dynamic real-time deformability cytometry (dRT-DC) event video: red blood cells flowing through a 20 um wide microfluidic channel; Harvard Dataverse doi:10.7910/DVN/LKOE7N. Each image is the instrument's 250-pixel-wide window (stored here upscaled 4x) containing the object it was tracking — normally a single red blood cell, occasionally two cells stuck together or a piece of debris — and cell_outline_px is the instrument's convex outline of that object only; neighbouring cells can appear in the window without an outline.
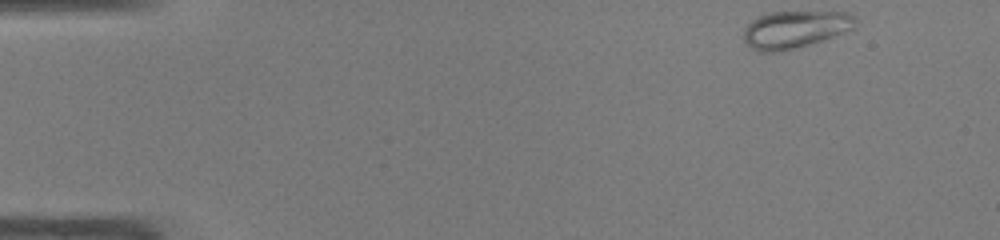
{"species": "common noctule bat (a hibernating species)", "species_latin": "Nyctalus noctula", "temperature_condition": "warm", "stored_images_in_passage": 44, "camera_frame_rate_fps": 3000, "um_per_image_px": 0.085, "animal": {"sex": "male", "body_mass_g": 19.0, "forearm_length_mm": 50.8}, "frame": {"image": 1, "passage_image": 1, "time_ms": 0.0, "image_size_px": [1000, 240], "cell_outline_px": [[856, 28], [824, 40], [796, 48], [776, 52], [756, 52], [744, 44], [744, 28], [752, 20], [768, 12], [852, 12], [856, 16]], "centroid_in_image_um": [67.59, 2.51], "position_along_channel_um": 17.4, "area_um2": 24.74}}
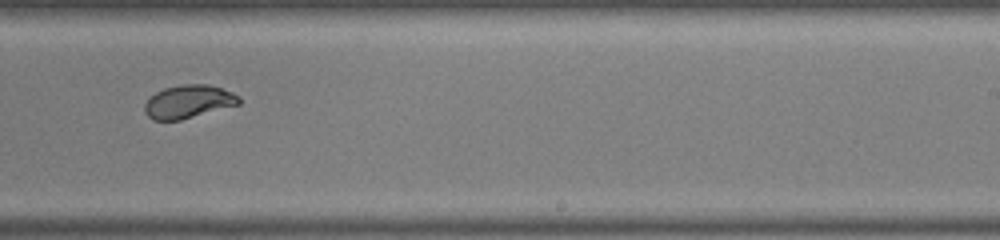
{"frame": {"image": 2, "passage_image": 27, "time_ms": 8.667, "image_size_px": [1000, 240], "cell_outline_px": [[240, 104], [180, 120], [152, 120], [144, 112], [144, 104], [156, 92], [164, 88], [184, 84], [208, 84], [232, 92], [240, 96]], "centroid_in_image_um": [16.02, 8.64], "position_along_channel_um": 273.0, "area_um2": 18.15}}
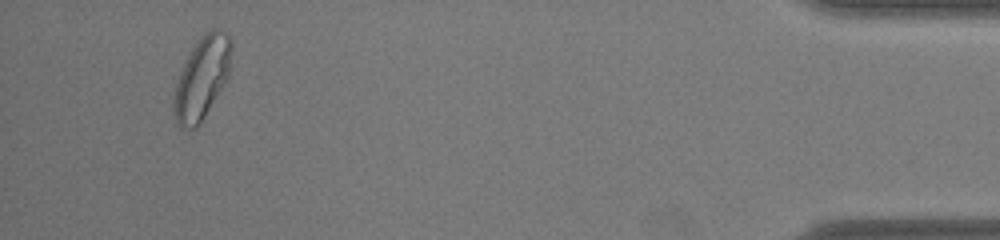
{"frame": {"image": 3, "passage_image": 42, "time_ms": 13.667, "image_size_px": [1000, 240], "cell_outline_px": [[232, 48], [228, 76], [200, 124], [196, 128], [180, 128], [176, 124], [172, 112], [172, 104], [176, 80], [184, 60], [200, 36], [208, 28], [220, 28], [228, 32], [232, 40]], "centroid_in_image_um": [17.14, 6.58], "position_along_channel_um": 418.1, "area_um2": 28.21}, "authors_computed_cell_mechanics": {"area_um2": 20.7502, "velocity_mm_per_s": 4.2257, "shape_relaxation_time_tau1_ms": 3.3195, "shape_relaxation_time_tau2_ms": null, "deformation_change_tau1": 0.1533, "deformation_change_tau2": null}}